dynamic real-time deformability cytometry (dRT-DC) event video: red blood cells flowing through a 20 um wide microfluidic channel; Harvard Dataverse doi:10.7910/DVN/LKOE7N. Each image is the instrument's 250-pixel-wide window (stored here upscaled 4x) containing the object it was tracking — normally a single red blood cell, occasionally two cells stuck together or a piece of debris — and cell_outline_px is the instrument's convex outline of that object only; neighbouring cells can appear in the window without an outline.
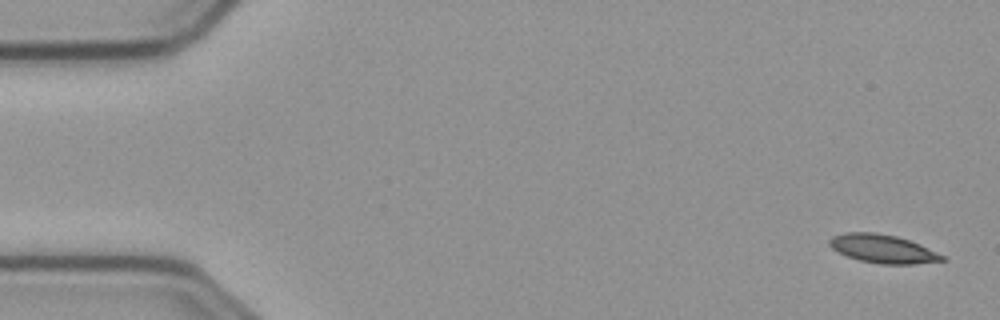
{"species": "common noctule bat (a hibernating species)", "species_latin": "Nyctalus noctula", "temperature_condition": "cold", "stored_images_in_passage": 18, "camera_frame_rate_fps": 3000, "um_per_image_px": 0.085, "animal": {"sex": "male", "body_mass_g": 23.1, "forearm_length_mm": 52.7}, "frame": {"image": 1, "passage_image": 1, "time_ms": 0.0, "image_size_px": [1000, 320], "cell_outline_px": [[948, 260], [916, 264], [880, 264], [860, 260], [848, 256], [832, 248], [828, 244], [828, 240], [832, 236], [844, 232], [872, 232], [896, 236], [920, 244], [944, 256]], "centroid_in_image_um": [75.04, 21.14], "position_along_channel_um": 10.0, "area_um2": 18.61}}
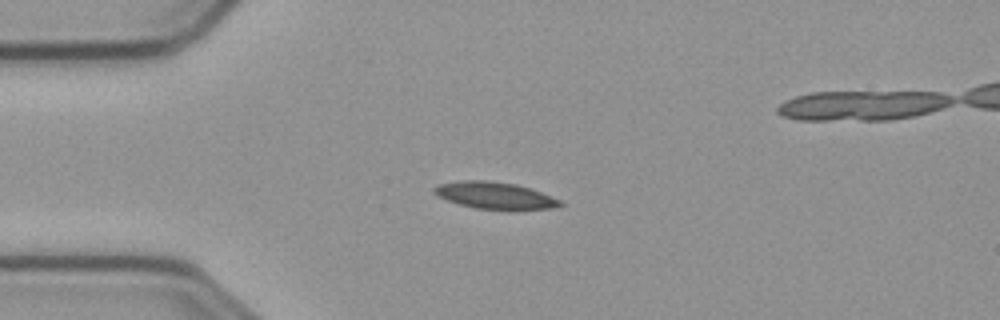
{"frame": {"image": 2, "passage_image": 13, "time_ms": 4.0, "image_size_px": [1000, 320], "cell_outline_px": [[564, 204], [552, 208], [512, 212], [508, 212], [476, 208], [460, 204], [436, 196], [432, 192], [432, 188], [436, 184], [460, 180], [488, 180], [516, 184], [540, 192], [560, 200]], "centroid_in_image_um": [42.04, 16.64], "position_along_channel_um": 43.0, "area_um2": 20.4}}
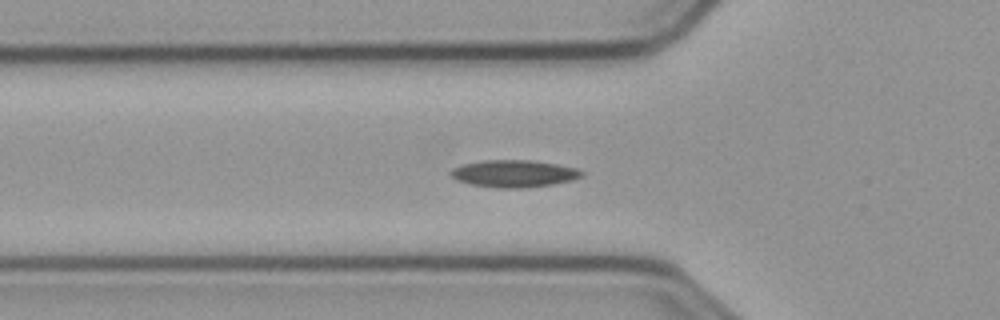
{"frame": {"image": 3, "passage_image": 18, "time_ms": 5.667, "image_size_px": [1000, 320], "cell_outline_px": [[584, 176], [572, 180], [552, 184], [528, 188], [496, 188], [472, 184], [456, 180], [448, 176], [448, 172], [452, 168], [464, 164], [484, 160], [532, 160], [556, 164], [576, 168], [584, 172]], "centroid_in_image_um": [43.66, 14.76], "position_along_channel_um": 82.1, "area_um2": 20.92}}